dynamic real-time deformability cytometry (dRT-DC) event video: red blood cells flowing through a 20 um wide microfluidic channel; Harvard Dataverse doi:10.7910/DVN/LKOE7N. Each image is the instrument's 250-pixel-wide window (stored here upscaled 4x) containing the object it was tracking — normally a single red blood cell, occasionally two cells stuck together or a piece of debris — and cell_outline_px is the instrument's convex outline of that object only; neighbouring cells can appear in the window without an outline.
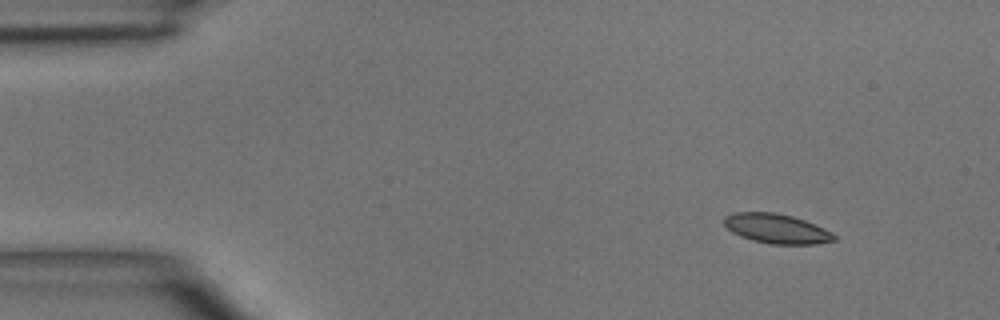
{"species": "common noctule bat (a hibernating species)", "species_latin": "Nyctalus noctula", "temperature_condition": "room temperature", "stored_images_in_passage": 6, "camera_frame_rate_fps": 3000, "um_per_image_px": 0.085, "animal": {"sex": "male", "body_mass_g": 15.6}, "frame": {"image": 1, "passage_image": 1, "time_ms": 0.0, "image_size_px": [1000, 320], "cell_outline_px": [[836, 240], [816, 244], [772, 244], [752, 240], [740, 236], [732, 232], [724, 224], [724, 216], [736, 212], [772, 212], [792, 216], [804, 220], [824, 228], [832, 232], [836, 236]], "centroid_in_image_um": [66.01, 19.43], "position_along_channel_um": 19.0, "area_um2": 18.9}}
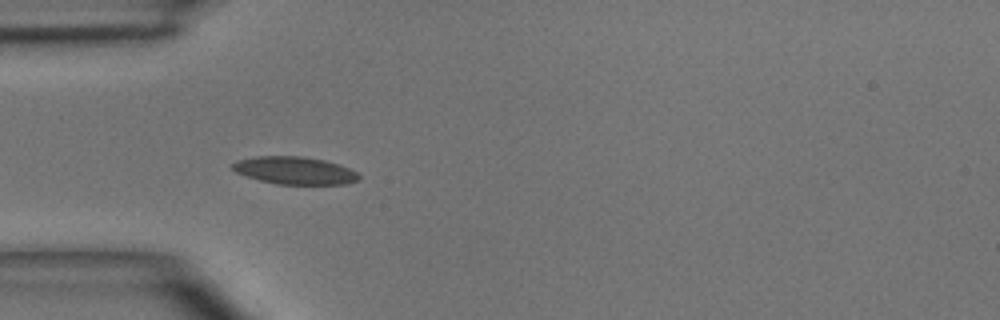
{"frame": {"image": 2, "passage_image": 3, "time_ms": 3.0, "image_size_px": [1000, 320], "cell_outline_px": [[360, 180], [348, 184], [276, 184], [260, 180], [236, 172], [232, 168], [232, 164], [236, 160], [256, 156], [304, 156], [324, 160], [340, 164], [356, 172], [360, 176]], "centroid_in_image_um": [25.08, 14.49], "position_along_channel_um": 59.9, "area_um2": 20.35}}
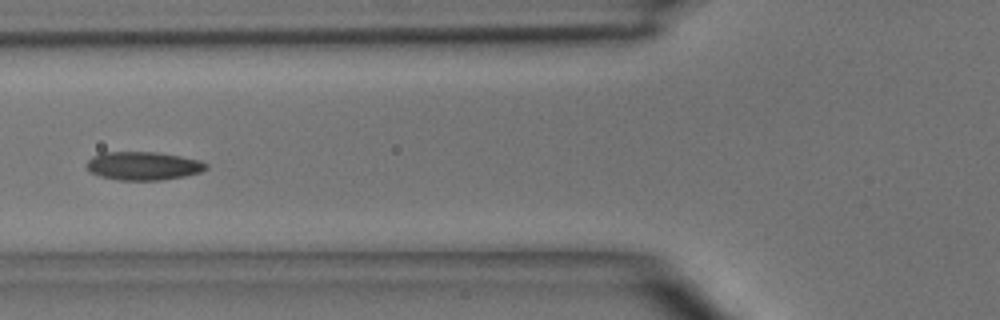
{"frame": {"image": 3, "passage_image": 4, "time_ms": 4.333, "image_size_px": [1000, 320], "cell_outline_px": [[208, 168], [200, 172], [184, 176], [160, 180], [120, 180], [100, 176], [92, 172], [88, 168], [88, 160], [92, 156], [100, 152], [156, 152], [180, 156], [200, 160], [208, 164]], "centroid_in_image_um": [12.2, 14.09], "position_along_channel_um": 113.6, "area_um2": 19.65}}